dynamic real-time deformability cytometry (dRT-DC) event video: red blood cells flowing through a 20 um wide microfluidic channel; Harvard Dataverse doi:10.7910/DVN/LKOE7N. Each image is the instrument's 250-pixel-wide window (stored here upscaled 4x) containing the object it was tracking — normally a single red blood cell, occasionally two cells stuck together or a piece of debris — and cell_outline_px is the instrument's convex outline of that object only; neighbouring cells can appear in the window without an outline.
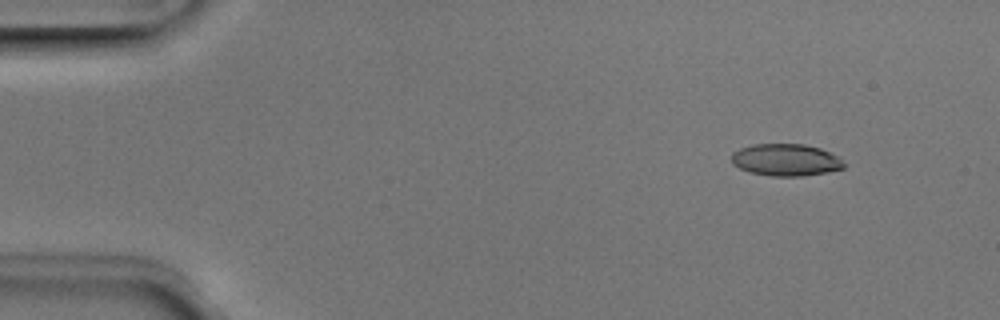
{"species": "Egyptian fruit bat (a non-hibernating species)", "species_latin": "Rousettus aegyptiacus", "temperature_condition": "room temperature", "stored_images_in_passage": 5, "camera_frame_rate_fps": 3000, "um_per_image_px": 0.085, "animal": {"sex": "male"}, "frame": {"image": 1, "passage_image": 2, "time_ms": 0.333, "image_size_px": [1000, 320], "cell_outline_px": [[844, 168], [804, 176], [772, 176], [752, 172], [740, 168], [732, 164], [732, 152], [740, 148], [752, 144], [804, 144], [820, 148], [840, 156], [844, 164]], "centroid_in_image_um": [66.8, 13.58], "position_along_channel_um": 18.2, "area_um2": 20.98}}
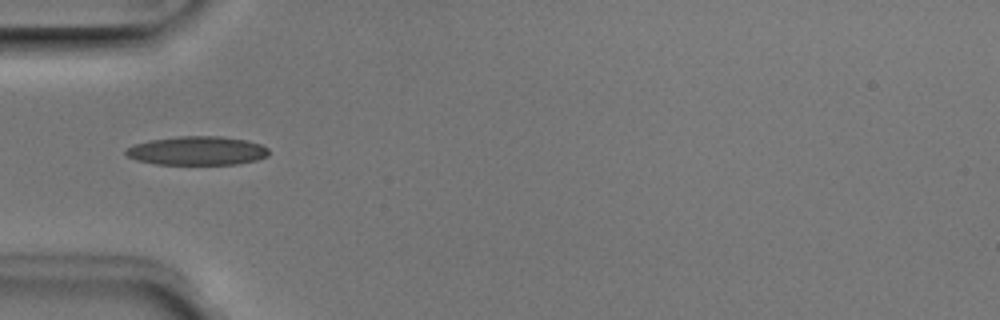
{"frame": {"image": 2, "passage_image": 5, "time_ms": 1.333, "image_size_px": [1000, 320], "cell_outline_px": [[268, 156], [256, 160], [236, 164], [156, 164], [136, 160], [128, 156], [124, 152], [124, 148], [148, 140], [180, 136], [220, 136], [248, 140], [260, 144], [268, 148]], "centroid_in_image_um": [16.74, 12.81], "position_along_channel_um": 68.3, "area_um2": 24.04}}